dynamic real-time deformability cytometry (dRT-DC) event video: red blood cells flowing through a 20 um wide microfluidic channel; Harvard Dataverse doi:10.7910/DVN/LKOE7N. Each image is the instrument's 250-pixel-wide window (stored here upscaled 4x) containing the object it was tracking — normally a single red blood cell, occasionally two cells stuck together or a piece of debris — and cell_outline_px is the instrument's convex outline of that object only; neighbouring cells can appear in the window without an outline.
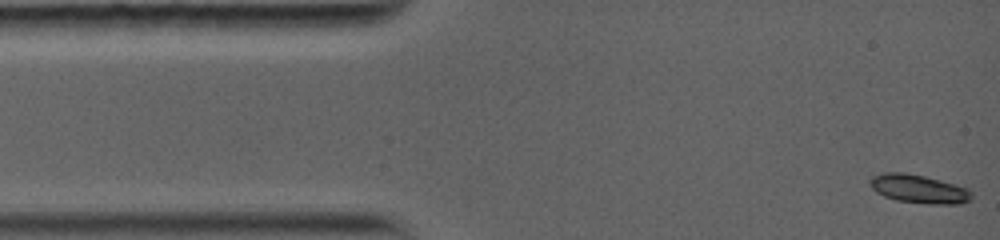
{"species": "common noctule bat (a hibernating species)", "species_latin": "Nyctalus noctula", "temperature_condition": "warm", "stored_images_in_passage": 35, "camera_frame_rate_fps": 5000, "um_per_image_px": 0.085, "animal": {"sex": "female", "body_mass_g": 19.0, "forearm_length_mm": 56.7}, "frame": {"image": 1, "passage_image": 1, "time_ms": 0.0, "image_size_px": [1000, 240], "cell_outline_px": [[972, 200], [960, 204], [932, 204], [896, 200], [884, 196], [876, 192], [868, 184], [868, 180], [872, 176], [884, 172], [904, 172], [924, 176], [956, 184], [968, 188], [972, 192]], "centroid_in_image_um": [78.1, 16.05], "position_along_channel_um": 6.9, "area_um2": 17.11}}
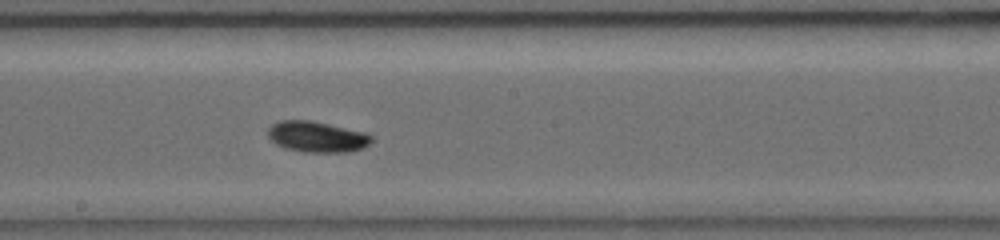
{"frame": {"image": 2, "passage_image": 20, "time_ms": 7.2, "image_size_px": [1000, 240], "cell_outline_px": [[372, 140], [364, 148], [348, 152], [304, 152], [284, 148], [276, 144], [268, 136], [268, 128], [272, 124], [280, 120], [308, 120], [328, 124], [364, 132], [372, 136]], "centroid_in_image_um": [26.92, 11.63], "position_along_channel_um": 221.3, "area_um2": 18.55}}
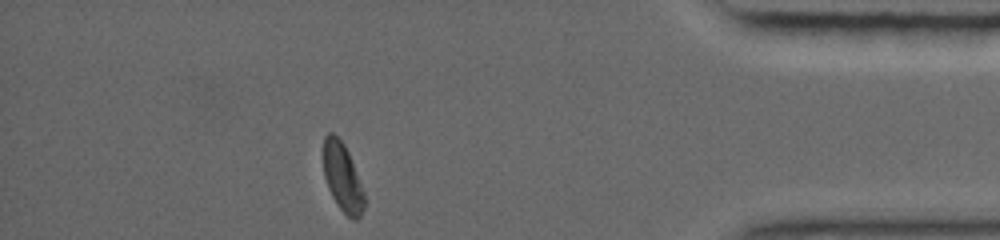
{"frame": {"image": 3, "passage_image": 35, "time_ms": 12.8, "image_size_px": [1000, 240], "cell_outline_px": [[364, 208], [360, 216], [356, 220], [352, 220], [340, 208], [332, 196], [328, 188], [324, 176], [324, 136], [328, 132], [332, 132], [344, 144], [348, 152], [364, 192]], "centroid_in_image_um": [29.11, 15.08], "position_along_channel_um": 406.1, "area_um2": 16.01}, "authors_computed_cell_mechanics": {"area_um2": 17.1088, "velocity_mm_per_s": 4.04, "shape_relaxation_time_tau1_ms": 2.82, "shape_relaxation_time_tau2_ms": null, "deformation_change_tau1": 0.1312, "deformation_change_tau2": null}}